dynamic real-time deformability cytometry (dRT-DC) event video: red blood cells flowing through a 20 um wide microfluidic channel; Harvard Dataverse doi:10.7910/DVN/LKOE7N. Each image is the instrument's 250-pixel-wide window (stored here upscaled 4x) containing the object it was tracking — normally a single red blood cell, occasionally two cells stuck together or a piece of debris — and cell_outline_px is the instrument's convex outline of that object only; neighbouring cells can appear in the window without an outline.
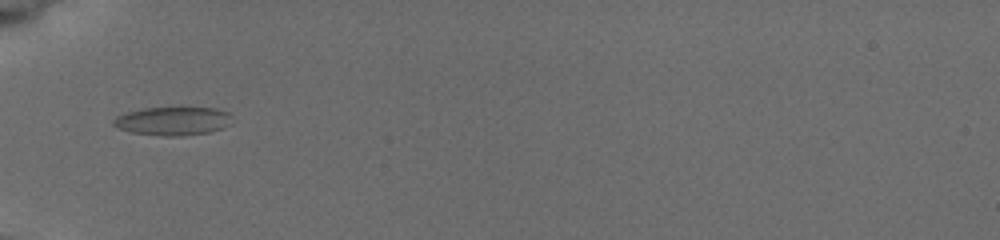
{"species": "common noctule bat (a hibernating species)", "species_latin": "Nyctalus noctula", "temperature_condition": "cold", "stored_images_in_passage": 1, "camera_frame_rate_fps": 3000, "um_per_image_px": 0.085, "animal": {"sex": "female", "body_mass_g": 19.5, "forearm_length_mm": 54.1}, "frame": {"image": 1, "passage_image": 1, "time_ms": 0.0, "image_size_px": [1000, 240], "cell_outline_px": [[228, 112], [220, 128], [208, 132], [180, 136], [164, 136], [132, 132], [120, 128], [112, 124], [112, 120], [116, 116], [128, 112], [144, 108], [180, 104], [216, 108]], "centroid_in_image_um": [14.59, 10.22], "position_along_channel_um": 70.4, "area_um2": 19.88}}